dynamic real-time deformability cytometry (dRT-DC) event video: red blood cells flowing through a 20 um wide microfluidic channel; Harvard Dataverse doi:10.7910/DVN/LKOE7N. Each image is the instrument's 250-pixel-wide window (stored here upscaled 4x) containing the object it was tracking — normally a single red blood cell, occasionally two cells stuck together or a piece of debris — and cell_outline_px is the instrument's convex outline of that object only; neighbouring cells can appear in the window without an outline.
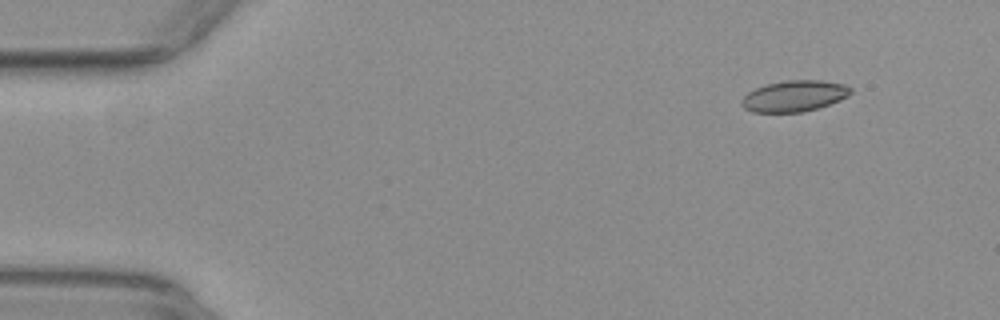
{"species": "common noctule bat (a hibernating species)", "species_latin": "Nyctalus noctula", "temperature_condition": "warm", "stored_images_in_passage": 49, "camera_frame_rate_fps": 3000, "um_per_image_px": 0.085, "animal": {"sex": "female", "body_mass_g": 29.2, "forearm_length_mm": 56.3}, "frame": {"image": 1, "passage_image": 1, "time_ms": 0.0, "image_size_px": [1000, 320], "cell_outline_px": [[852, 92], [848, 96], [840, 100], [804, 112], [752, 112], [744, 108], [740, 104], [740, 100], [748, 92], [764, 84], [784, 80], [820, 80], [844, 84], [852, 88]], "centroid_in_image_um": [67.49, 8.15], "position_along_channel_um": 17.5, "area_um2": 19.88}}
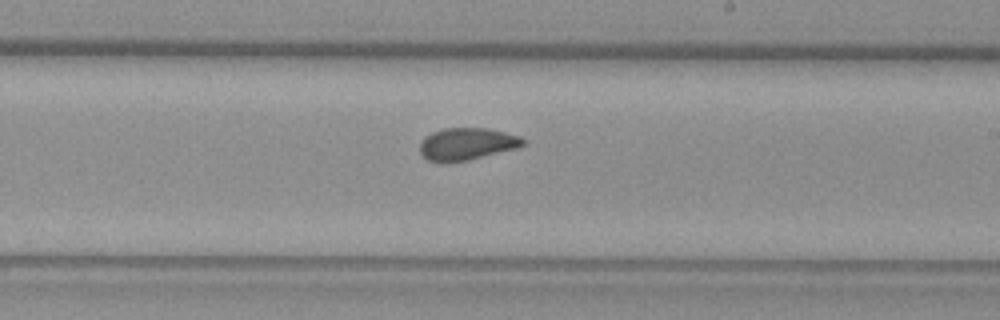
{"frame": {"image": 2, "passage_image": 27, "time_ms": 8.667, "image_size_px": [1000, 320], "cell_outline_px": [[524, 144], [516, 148], [468, 160], [440, 164], [428, 160], [420, 152], [420, 144], [424, 136], [432, 132], [444, 128], [488, 128], [520, 136], [524, 140]], "centroid_in_image_um": [39.63, 12.24], "position_along_channel_um": 249.4, "area_um2": 19.42}}
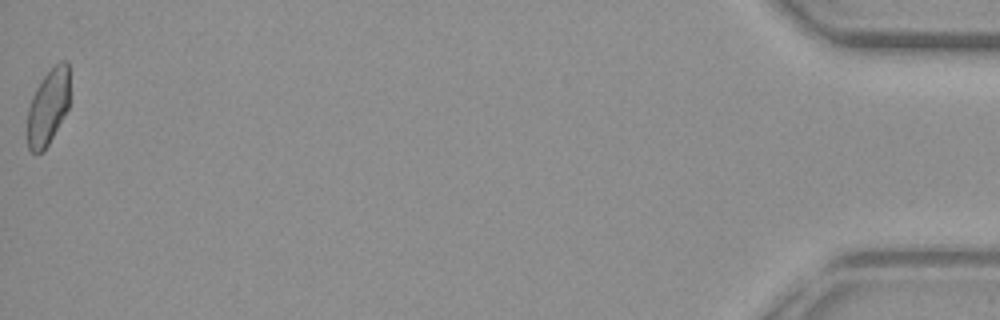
{"frame": {"image": 3, "passage_image": 49, "time_ms": 16.0, "image_size_px": [1000, 320], "cell_outline_px": [[68, 108], [64, 116], [48, 144], [40, 152], [32, 152], [28, 148], [28, 108], [32, 96], [36, 88], [44, 76], [60, 60], [68, 60]], "centroid_in_image_um": [4.08, 9.06], "position_along_channel_um": 431.1, "area_um2": 18.26}, "authors_computed_cell_mechanics": {"area_um2": 19.7676, "velocity_mm_per_s": 3.8947, "shape_relaxation_time_tau1_ms": 9.5025, "shape_relaxation_time_tau2_ms": 1.0687, "deformation_change_tau1": 0.1551, "deformation_change_tau2": 0.0624}}